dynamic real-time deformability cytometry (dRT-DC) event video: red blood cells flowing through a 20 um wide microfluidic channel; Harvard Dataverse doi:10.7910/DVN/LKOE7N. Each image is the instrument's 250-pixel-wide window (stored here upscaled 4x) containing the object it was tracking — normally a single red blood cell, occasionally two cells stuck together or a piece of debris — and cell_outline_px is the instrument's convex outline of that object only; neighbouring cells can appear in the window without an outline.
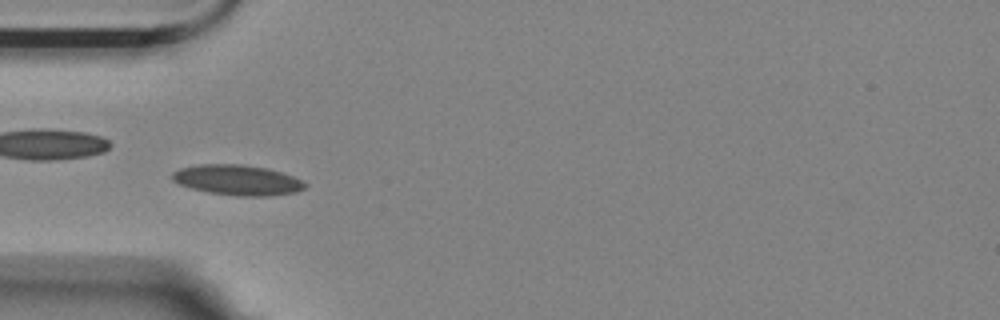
{"species": "Egyptian fruit bat (a non-hibernating species)", "species_latin": "Rousettus aegyptiacus", "temperature_condition": "room temperature", "stored_images_in_passage": 56, "camera_frame_rate_fps": 3000, "um_per_image_px": 0.085, "animal": {"sex": "female"}, "frame": {"image": 1, "passage_image": 16, "time_ms": 5.0, "image_size_px": [1000, 320], "cell_outline_px": [[308, 184], [304, 188], [296, 192], [268, 196], [236, 196], [208, 192], [192, 188], [180, 184], [172, 180], [172, 172], [180, 168], [200, 164], [240, 164], [268, 168], [292, 176]], "centroid_in_image_um": [20.17, 15.3], "position_along_channel_um": 64.8, "area_um2": 23.35}}
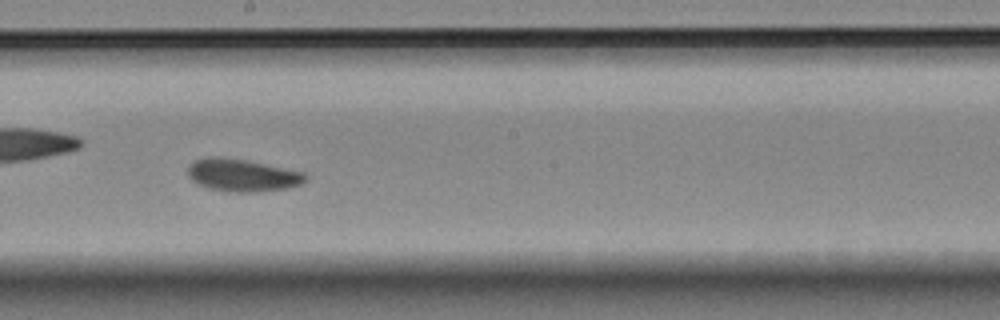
{"frame": {"image": 2, "passage_image": 30, "time_ms": 9.667, "image_size_px": [1000, 320], "cell_outline_px": [[308, 176], [300, 184], [288, 188], [256, 192], [228, 192], [208, 188], [196, 184], [188, 176], [188, 168], [196, 160], [204, 156], [220, 156], [244, 160], [304, 172]], "centroid_in_image_um": [20.56, 14.9], "position_along_channel_um": 227.6, "area_um2": 22.25}}
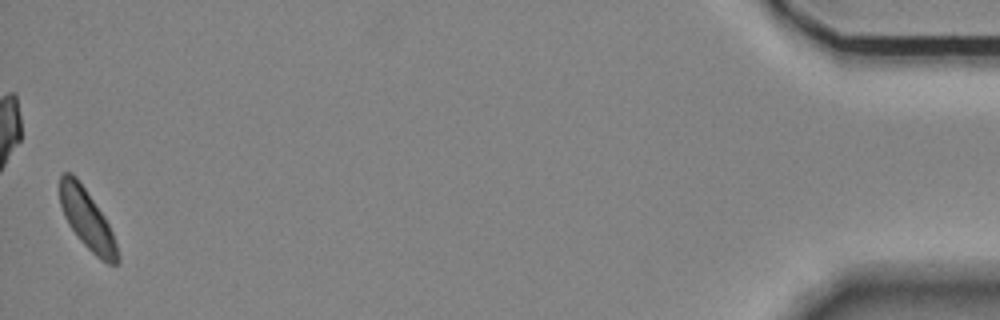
{"frame": {"image": 3, "passage_image": 55, "time_ms": 18.0, "image_size_px": [1000, 320], "cell_outline_px": [[120, 260], [116, 264], [108, 264], [100, 260], [80, 240], [68, 224], [64, 216], [60, 204], [60, 176], [64, 172], [72, 172], [76, 176], [104, 216], [112, 232], [120, 256]], "centroid_in_image_um": [7.4, 18.66], "position_along_channel_um": 427.8, "area_um2": 19.94}, "authors_computed_cell_mechanics": {"area_um2": 21.5016, "velocity_mm_per_s": 3.4849, "shape_relaxation_time_tau1_ms": 3.7813, "shape_relaxation_time_tau2_ms": 3.4254, "deformation_change_tau1": 0.0738, "deformation_change_tau2": 0.0622}}